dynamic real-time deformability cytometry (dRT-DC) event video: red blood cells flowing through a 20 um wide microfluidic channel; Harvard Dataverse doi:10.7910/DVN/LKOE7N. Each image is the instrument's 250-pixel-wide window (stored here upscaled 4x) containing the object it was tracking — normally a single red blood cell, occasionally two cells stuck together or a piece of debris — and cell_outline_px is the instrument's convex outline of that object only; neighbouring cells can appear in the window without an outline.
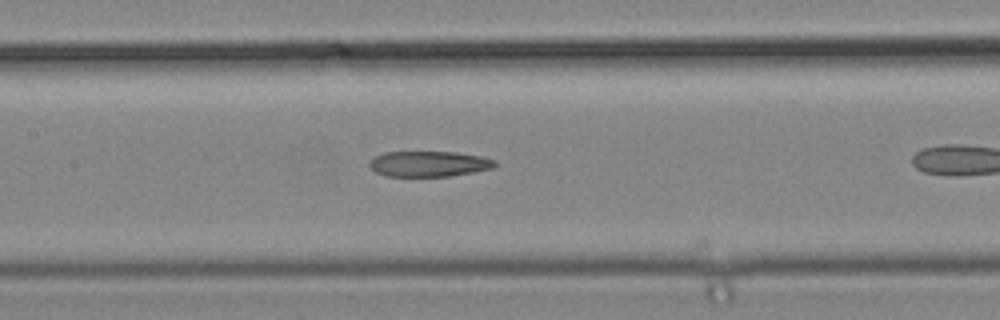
{"species": "common noctule bat (a hibernating species)", "species_latin": "Nyctalus noctula", "temperature_condition": "cold", "stored_images_in_passage": 14, "camera_frame_rate_fps": 3000, "um_per_image_px": 0.085, "animal": {"sex": "male", "body_mass_g": 19.2, "forearm_length_mm": 51.8}, "frame": {"image": 1, "passage_image": 13, "time_ms": 4.0, "image_size_px": [1000, 320], "cell_outline_px": [[496, 164], [492, 168], [472, 172], [448, 176], [384, 176], [376, 172], [368, 164], [376, 156], [384, 152], [456, 152], [480, 156], [496, 160]], "centroid_in_image_um": [36.45, 13.92], "position_along_channel_um": 170.9, "area_um2": 18.5}}